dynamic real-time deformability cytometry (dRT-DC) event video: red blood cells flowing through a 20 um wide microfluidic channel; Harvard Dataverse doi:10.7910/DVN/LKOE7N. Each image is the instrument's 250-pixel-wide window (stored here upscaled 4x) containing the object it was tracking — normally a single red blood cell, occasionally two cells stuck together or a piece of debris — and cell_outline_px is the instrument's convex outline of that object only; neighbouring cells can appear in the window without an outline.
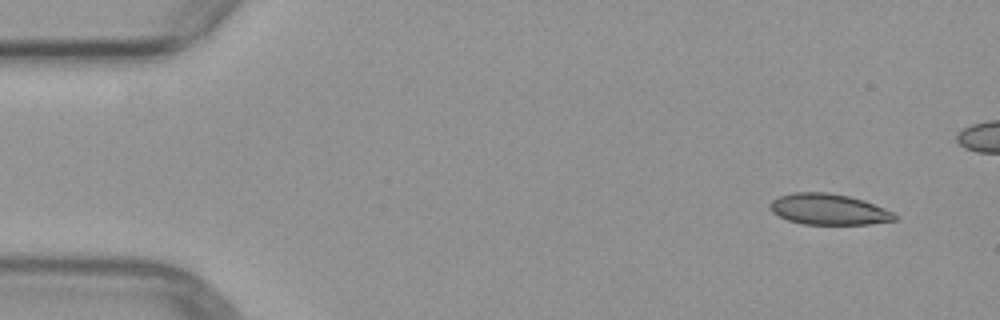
{"species": "common noctule bat (a hibernating species)", "species_latin": "Nyctalus noctula", "temperature_condition": "warm", "stored_images_in_passage": 3, "camera_frame_rate_fps": 3000, "um_per_image_px": 0.085, "animal": {"sex": "female", "body_mass_g": 29.2, "forearm_length_mm": 56.3}, "frame": {"image": 1, "passage_image": 1, "time_ms": 0.0, "image_size_px": [1000, 320], "cell_outline_px": [[896, 220], [868, 224], [804, 224], [788, 220], [772, 212], [768, 208], [768, 204], [772, 200], [780, 196], [792, 192], [828, 192], [848, 196], [864, 200], [884, 208], [892, 212], [896, 216]], "centroid_in_image_um": [70.4, 17.78], "position_along_channel_um": 14.6, "area_um2": 22.43}}